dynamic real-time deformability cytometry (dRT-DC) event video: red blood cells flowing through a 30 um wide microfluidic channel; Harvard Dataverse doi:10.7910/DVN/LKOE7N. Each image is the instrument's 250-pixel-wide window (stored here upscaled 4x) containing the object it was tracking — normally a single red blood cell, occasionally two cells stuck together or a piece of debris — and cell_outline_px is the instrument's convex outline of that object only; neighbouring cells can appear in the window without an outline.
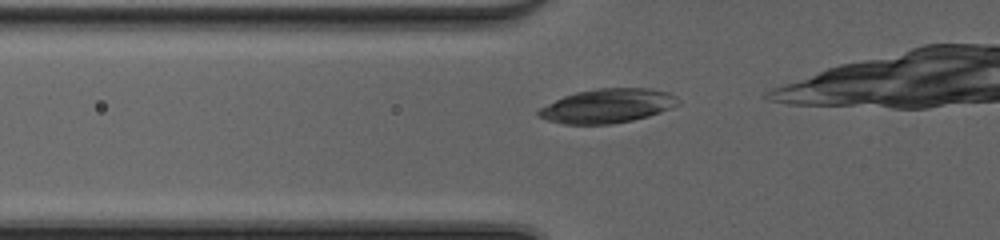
{"species": "common noctule bat (a hibernating species)", "species_latin": "Nyctalus noctula", "temperature_condition": "cold", "stored_images_in_passage": 7, "camera_frame_rate_fps": 3000, "um_per_image_px": 0.085, "animal": {"sex": "female", "body_mass_g": 20.0, "forearm_length_mm": 54.0}, "frame": {"image": 1, "passage_image": 2, "time_ms": 0.333, "image_size_px": [1000, 240], "cell_outline_px": [[680, 104], [672, 108], [648, 116], [632, 120], [608, 124], [564, 124], [548, 120], [536, 116], [536, 112], [540, 108], [564, 96], [576, 92], [600, 88], [648, 88], [668, 92], [676, 96], [680, 100]], "centroid_in_image_um": [51.66, 9.0], "position_along_channel_um": 74.1, "area_um2": 27.69}}
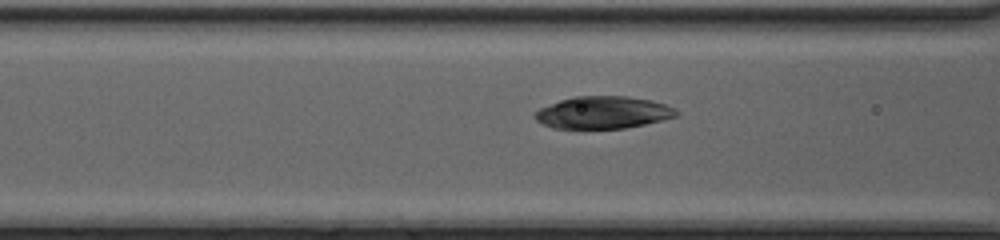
{"frame": {"image": 2, "passage_image": 5, "time_ms": 1.333, "image_size_px": [1000, 240], "cell_outline_px": [[680, 112], [676, 116], [644, 124], [624, 128], [552, 128], [536, 120], [532, 116], [540, 108], [560, 100], [576, 96], [628, 96], [652, 100], [676, 108]], "centroid_in_image_um": [51.26, 9.55], "position_along_channel_um": 115.3, "area_um2": 26.47}}